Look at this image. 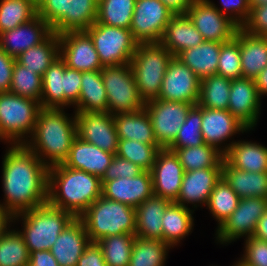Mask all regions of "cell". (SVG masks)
<instances>
[{
	"label": "cell",
	"mask_w": 267,
	"mask_h": 266,
	"mask_svg": "<svg viewBox=\"0 0 267 266\" xmlns=\"http://www.w3.org/2000/svg\"><path fill=\"white\" fill-rule=\"evenodd\" d=\"M216 75L231 80L242 78L240 46L235 39L221 45Z\"/></svg>",
	"instance_id": "c3c4849f"
},
{
	"label": "cell",
	"mask_w": 267,
	"mask_h": 266,
	"mask_svg": "<svg viewBox=\"0 0 267 266\" xmlns=\"http://www.w3.org/2000/svg\"><path fill=\"white\" fill-rule=\"evenodd\" d=\"M224 160L246 172H267V147L254 142L238 141L227 144Z\"/></svg>",
	"instance_id": "4316f807"
},
{
	"label": "cell",
	"mask_w": 267,
	"mask_h": 266,
	"mask_svg": "<svg viewBox=\"0 0 267 266\" xmlns=\"http://www.w3.org/2000/svg\"><path fill=\"white\" fill-rule=\"evenodd\" d=\"M186 15L201 33L204 41L229 42L235 38L240 28L207 0H195L188 7Z\"/></svg>",
	"instance_id": "4fadbf2b"
},
{
	"label": "cell",
	"mask_w": 267,
	"mask_h": 266,
	"mask_svg": "<svg viewBox=\"0 0 267 266\" xmlns=\"http://www.w3.org/2000/svg\"><path fill=\"white\" fill-rule=\"evenodd\" d=\"M136 0H98L97 22L130 29Z\"/></svg>",
	"instance_id": "60d3db41"
},
{
	"label": "cell",
	"mask_w": 267,
	"mask_h": 266,
	"mask_svg": "<svg viewBox=\"0 0 267 266\" xmlns=\"http://www.w3.org/2000/svg\"><path fill=\"white\" fill-rule=\"evenodd\" d=\"M222 178L240 199L261 197L267 199V172H246L230 166L223 159Z\"/></svg>",
	"instance_id": "f1b7e54d"
},
{
	"label": "cell",
	"mask_w": 267,
	"mask_h": 266,
	"mask_svg": "<svg viewBox=\"0 0 267 266\" xmlns=\"http://www.w3.org/2000/svg\"><path fill=\"white\" fill-rule=\"evenodd\" d=\"M160 149L161 147L158 144L119 139L116 155L135 163L144 171H151Z\"/></svg>",
	"instance_id": "f6af8a7d"
},
{
	"label": "cell",
	"mask_w": 267,
	"mask_h": 266,
	"mask_svg": "<svg viewBox=\"0 0 267 266\" xmlns=\"http://www.w3.org/2000/svg\"><path fill=\"white\" fill-rule=\"evenodd\" d=\"M201 79L177 57L169 62L158 99L197 105Z\"/></svg>",
	"instance_id": "9a60e30c"
},
{
	"label": "cell",
	"mask_w": 267,
	"mask_h": 266,
	"mask_svg": "<svg viewBox=\"0 0 267 266\" xmlns=\"http://www.w3.org/2000/svg\"><path fill=\"white\" fill-rule=\"evenodd\" d=\"M135 237V234H121L104 237L97 241L107 266H129Z\"/></svg>",
	"instance_id": "7bdbcfd3"
},
{
	"label": "cell",
	"mask_w": 267,
	"mask_h": 266,
	"mask_svg": "<svg viewBox=\"0 0 267 266\" xmlns=\"http://www.w3.org/2000/svg\"><path fill=\"white\" fill-rule=\"evenodd\" d=\"M59 56V35L52 32L43 42L17 56L16 61L43 77L45 71Z\"/></svg>",
	"instance_id": "836d02e7"
},
{
	"label": "cell",
	"mask_w": 267,
	"mask_h": 266,
	"mask_svg": "<svg viewBox=\"0 0 267 266\" xmlns=\"http://www.w3.org/2000/svg\"><path fill=\"white\" fill-rule=\"evenodd\" d=\"M143 171L144 170L135 163L121 158L115 154L110 166L107 168V171L102 178V181H111L120 177L132 178L139 175Z\"/></svg>",
	"instance_id": "f5cc1de1"
},
{
	"label": "cell",
	"mask_w": 267,
	"mask_h": 266,
	"mask_svg": "<svg viewBox=\"0 0 267 266\" xmlns=\"http://www.w3.org/2000/svg\"><path fill=\"white\" fill-rule=\"evenodd\" d=\"M169 9L176 13H186L195 0H161Z\"/></svg>",
	"instance_id": "91938a15"
},
{
	"label": "cell",
	"mask_w": 267,
	"mask_h": 266,
	"mask_svg": "<svg viewBox=\"0 0 267 266\" xmlns=\"http://www.w3.org/2000/svg\"><path fill=\"white\" fill-rule=\"evenodd\" d=\"M150 172L154 195L176 202L185 170L175 152L168 148H161Z\"/></svg>",
	"instance_id": "2e32d148"
},
{
	"label": "cell",
	"mask_w": 267,
	"mask_h": 266,
	"mask_svg": "<svg viewBox=\"0 0 267 266\" xmlns=\"http://www.w3.org/2000/svg\"><path fill=\"white\" fill-rule=\"evenodd\" d=\"M81 88V71L66 66L63 73L64 107L78 102Z\"/></svg>",
	"instance_id": "db71d44e"
},
{
	"label": "cell",
	"mask_w": 267,
	"mask_h": 266,
	"mask_svg": "<svg viewBox=\"0 0 267 266\" xmlns=\"http://www.w3.org/2000/svg\"><path fill=\"white\" fill-rule=\"evenodd\" d=\"M234 266H245V265H243L240 261H236Z\"/></svg>",
	"instance_id": "03108f58"
},
{
	"label": "cell",
	"mask_w": 267,
	"mask_h": 266,
	"mask_svg": "<svg viewBox=\"0 0 267 266\" xmlns=\"http://www.w3.org/2000/svg\"><path fill=\"white\" fill-rule=\"evenodd\" d=\"M60 57L67 67L77 71L103 68L90 36L85 31H69L59 35Z\"/></svg>",
	"instance_id": "e0dca14e"
},
{
	"label": "cell",
	"mask_w": 267,
	"mask_h": 266,
	"mask_svg": "<svg viewBox=\"0 0 267 266\" xmlns=\"http://www.w3.org/2000/svg\"><path fill=\"white\" fill-rule=\"evenodd\" d=\"M260 101L254 79H232L227 110L250 130L260 116Z\"/></svg>",
	"instance_id": "ac0fdd59"
},
{
	"label": "cell",
	"mask_w": 267,
	"mask_h": 266,
	"mask_svg": "<svg viewBox=\"0 0 267 266\" xmlns=\"http://www.w3.org/2000/svg\"><path fill=\"white\" fill-rule=\"evenodd\" d=\"M171 202L153 195L136 210V237L144 239H158L163 241L162 217L165 209Z\"/></svg>",
	"instance_id": "83f0119b"
},
{
	"label": "cell",
	"mask_w": 267,
	"mask_h": 266,
	"mask_svg": "<svg viewBox=\"0 0 267 266\" xmlns=\"http://www.w3.org/2000/svg\"><path fill=\"white\" fill-rule=\"evenodd\" d=\"M77 137L94 144L103 151L116 154L119 137L115 127L114 115L108 112H74Z\"/></svg>",
	"instance_id": "5bb4252c"
},
{
	"label": "cell",
	"mask_w": 267,
	"mask_h": 266,
	"mask_svg": "<svg viewBox=\"0 0 267 266\" xmlns=\"http://www.w3.org/2000/svg\"><path fill=\"white\" fill-rule=\"evenodd\" d=\"M245 239L244 255L239 261L245 266H267V241L253 236Z\"/></svg>",
	"instance_id": "f907efd6"
},
{
	"label": "cell",
	"mask_w": 267,
	"mask_h": 266,
	"mask_svg": "<svg viewBox=\"0 0 267 266\" xmlns=\"http://www.w3.org/2000/svg\"><path fill=\"white\" fill-rule=\"evenodd\" d=\"M267 211V199L261 197H250L239 200L237 208L217 228L216 239L221 244L254 235L258 220Z\"/></svg>",
	"instance_id": "7c38bea8"
},
{
	"label": "cell",
	"mask_w": 267,
	"mask_h": 266,
	"mask_svg": "<svg viewBox=\"0 0 267 266\" xmlns=\"http://www.w3.org/2000/svg\"><path fill=\"white\" fill-rule=\"evenodd\" d=\"M222 44L215 41H203L200 45L182 51L176 57L200 79H203L216 75Z\"/></svg>",
	"instance_id": "f546056e"
},
{
	"label": "cell",
	"mask_w": 267,
	"mask_h": 266,
	"mask_svg": "<svg viewBox=\"0 0 267 266\" xmlns=\"http://www.w3.org/2000/svg\"><path fill=\"white\" fill-rule=\"evenodd\" d=\"M52 28L37 14L30 21L0 34V48L16 58L24 51L43 42Z\"/></svg>",
	"instance_id": "7402d4cb"
},
{
	"label": "cell",
	"mask_w": 267,
	"mask_h": 266,
	"mask_svg": "<svg viewBox=\"0 0 267 266\" xmlns=\"http://www.w3.org/2000/svg\"><path fill=\"white\" fill-rule=\"evenodd\" d=\"M22 219L19 231L29 253L50 250L60 233L76 218L72 213L53 207L48 202L31 210L18 213L11 222ZM14 220V221H13Z\"/></svg>",
	"instance_id": "277c9868"
},
{
	"label": "cell",
	"mask_w": 267,
	"mask_h": 266,
	"mask_svg": "<svg viewBox=\"0 0 267 266\" xmlns=\"http://www.w3.org/2000/svg\"><path fill=\"white\" fill-rule=\"evenodd\" d=\"M193 106L181 101L161 99L145 103L144 108L150 116L156 142L161 148H167L175 140Z\"/></svg>",
	"instance_id": "8fae6325"
},
{
	"label": "cell",
	"mask_w": 267,
	"mask_h": 266,
	"mask_svg": "<svg viewBox=\"0 0 267 266\" xmlns=\"http://www.w3.org/2000/svg\"><path fill=\"white\" fill-rule=\"evenodd\" d=\"M9 227L0 236V266H27L30 253L24 239Z\"/></svg>",
	"instance_id": "b9f144b4"
},
{
	"label": "cell",
	"mask_w": 267,
	"mask_h": 266,
	"mask_svg": "<svg viewBox=\"0 0 267 266\" xmlns=\"http://www.w3.org/2000/svg\"><path fill=\"white\" fill-rule=\"evenodd\" d=\"M241 28L253 35L267 36V4L251 9L248 20Z\"/></svg>",
	"instance_id": "11a10c76"
},
{
	"label": "cell",
	"mask_w": 267,
	"mask_h": 266,
	"mask_svg": "<svg viewBox=\"0 0 267 266\" xmlns=\"http://www.w3.org/2000/svg\"><path fill=\"white\" fill-rule=\"evenodd\" d=\"M247 131H250V129L228 110L202 107L201 133L203 141L207 145L215 147L223 155L226 153V146H221V144L233 135Z\"/></svg>",
	"instance_id": "ffe728a7"
},
{
	"label": "cell",
	"mask_w": 267,
	"mask_h": 266,
	"mask_svg": "<svg viewBox=\"0 0 267 266\" xmlns=\"http://www.w3.org/2000/svg\"><path fill=\"white\" fill-rule=\"evenodd\" d=\"M201 123L202 107L195 105L189 110L186 120L180 127L175 140L167 148H184L204 144Z\"/></svg>",
	"instance_id": "7dc6e473"
},
{
	"label": "cell",
	"mask_w": 267,
	"mask_h": 266,
	"mask_svg": "<svg viewBox=\"0 0 267 266\" xmlns=\"http://www.w3.org/2000/svg\"><path fill=\"white\" fill-rule=\"evenodd\" d=\"M174 14L161 0H136L130 31L138 43H160Z\"/></svg>",
	"instance_id": "30bf717a"
},
{
	"label": "cell",
	"mask_w": 267,
	"mask_h": 266,
	"mask_svg": "<svg viewBox=\"0 0 267 266\" xmlns=\"http://www.w3.org/2000/svg\"><path fill=\"white\" fill-rule=\"evenodd\" d=\"M102 196V179L91 173L54 165L48 169V203L78 218Z\"/></svg>",
	"instance_id": "3957f363"
},
{
	"label": "cell",
	"mask_w": 267,
	"mask_h": 266,
	"mask_svg": "<svg viewBox=\"0 0 267 266\" xmlns=\"http://www.w3.org/2000/svg\"><path fill=\"white\" fill-rule=\"evenodd\" d=\"M48 169L25 144L11 145L2 161L1 209L12 217L47 203Z\"/></svg>",
	"instance_id": "6da1fadb"
},
{
	"label": "cell",
	"mask_w": 267,
	"mask_h": 266,
	"mask_svg": "<svg viewBox=\"0 0 267 266\" xmlns=\"http://www.w3.org/2000/svg\"><path fill=\"white\" fill-rule=\"evenodd\" d=\"M153 184L150 171H143L132 178H117L111 181H102V196L133 208L152 197Z\"/></svg>",
	"instance_id": "d6986e66"
},
{
	"label": "cell",
	"mask_w": 267,
	"mask_h": 266,
	"mask_svg": "<svg viewBox=\"0 0 267 266\" xmlns=\"http://www.w3.org/2000/svg\"><path fill=\"white\" fill-rule=\"evenodd\" d=\"M232 80L219 75L201 79L198 106L227 110Z\"/></svg>",
	"instance_id": "74e56055"
},
{
	"label": "cell",
	"mask_w": 267,
	"mask_h": 266,
	"mask_svg": "<svg viewBox=\"0 0 267 266\" xmlns=\"http://www.w3.org/2000/svg\"><path fill=\"white\" fill-rule=\"evenodd\" d=\"M37 15V0H0V34Z\"/></svg>",
	"instance_id": "ab89813d"
},
{
	"label": "cell",
	"mask_w": 267,
	"mask_h": 266,
	"mask_svg": "<svg viewBox=\"0 0 267 266\" xmlns=\"http://www.w3.org/2000/svg\"><path fill=\"white\" fill-rule=\"evenodd\" d=\"M203 41L201 33L186 13H176L166 25L160 43L176 57L182 51L200 45Z\"/></svg>",
	"instance_id": "484cf974"
},
{
	"label": "cell",
	"mask_w": 267,
	"mask_h": 266,
	"mask_svg": "<svg viewBox=\"0 0 267 266\" xmlns=\"http://www.w3.org/2000/svg\"><path fill=\"white\" fill-rule=\"evenodd\" d=\"M250 9L256 8L261 5H266L267 0H248Z\"/></svg>",
	"instance_id": "e7e4bbea"
},
{
	"label": "cell",
	"mask_w": 267,
	"mask_h": 266,
	"mask_svg": "<svg viewBox=\"0 0 267 266\" xmlns=\"http://www.w3.org/2000/svg\"><path fill=\"white\" fill-rule=\"evenodd\" d=\"M114 121L119 139L157 144L152 122L145 108L133 113L115 114Z\"/></svg>",
	"instance_id": "4dcf8cb0"
},
{
	"label": "cell",
	"mask_w": 267,
	"mask_h": 266,
	"mask_svg": "<svg viewBox=\"0 0 267 266\" xmlns=\"http://www.w3.org/2000/svg\"><path fill=\"white\" fill-rule=\"evenodd\" d=\"M173 57L161 43H138L130 65L144 103L158 99L161 83Z\"/></svg>",
	"instance_id": "8992f818"
},
{
	"label": "cell",
	"mask_w": 267,
	"mask_h": 266,
	"mask_svg": "<svg viewBox=\"0 0 267 266\" xmlns=\"http://www.w3.org/2000/svg\"><path fill=\"white\" fill-rule=\"evenodd\" d=\"M114 155L76 137L63 165L91 173L102 179Z\"/></svg>",
	"instance_id": "cb8c5ba5"
},
{
	"label": "cell",
	"mask_w": 267,
	"mask_h": 266,
	"mask_svg": "<svg viewBox=\"0 0 267 266\" xmlns=\"http://www.w3.org/2000/svg\"><path fill=\"white\" fill-rule=\"evenodd\" d=\"M91 242L113 235L135 234L136 210L100 196L79 217Z\"/></svg>",
	"instance_id": "5b68a950"
},
{
	"label": "cell",
	"mask_w": 267,
	"mask_h": 266,
	"mask_svg": "<svg viewBox=\"0 0 267 266\" xmlns=\"http://www.w3.org/2000/svg\"><path fill=\"white\" fill-rule=\"evenodd\" d=\"M255 85L257 87V91L259 97L262 95H267V67H265L255 78Z\"/></svg>",
	"instance_id": "94428289"
},
{
	"label": "cell",
	"mask_w": 267,
	"mask_h": 266,
	"mask_svg": "<svg viewBox=\"0 0 267 266\" xmlns=\"http://www.w3.org/2000/svg\"><path fill=\"white\" fill-rule=\"evenodd\" d=\"M11 216L4 212L0 207V236L10 226Z\"/></svg>",
	"instance_id": "be15d7a7"
},
{
	"label": "cell",
	"mask_w": 267,
	"mask_h": 266,
	"mask_svg": "<svg viewBox=\"0 0 267 266\" xmlns=\"http://www.w3.org/2000/svg\"><path fill=\"white\" fill-rule=\"evenodd\" d=\"M253 237L267 241V211L258 220Z\"/></svg>",
	"instance_id": "6125c7cd"
},
{
	"label": "cell",
	"mask_w": 267,
	"mask_h": 266,
	"mask_svg": "<svg viewBox=\"0 0 267 266\" xmlns=\"http://www.w3.org/2000/svg\"><path fill=\"white\" fill-rule=\"evenodd\" d=\"M168 149L175 152L185 172L223 166L224 155L206 143L200 146Z\"/></svg>",
	"instance_id": "d590c367"
},
{
	"label": "cell",
	"mask_w": 267,
	"mask_h": 266,
	"mask_svg": "<svg viewBox=\"0 0 267 266\" xmlns=\"http://www.w3.org/2000/svg\"><path fill=\"white\" fill-rule=\"evenodd\" d=\"M40 108L39 101L0 93V140L11 145L25 144L34 132Z\"/></svg>",
	"instance_id": "52a82bcc"
},
{
	"label": "cell",
	"mask_w": 267,
	"mask_h": 266,
	"mask_svg": "<svg viewBox=\"0 0 267 266\" xmlns=\"http://www.w3.org/2000/svg\"><path fill=\"white\" fill-rule=\"evenodd\" d=\"M98 0H69V12L52 28L60 35L69 31H85L97 20Z\"/></svg>",
	"instance_id": "e575fe53"
},
{
	"label": "cell",
	"mask_w": 267,
	"mask_h": 266,
	"mask_svg": "<svg viewBox=\"0 0 267 266\" xmlns=\"http://www.w3.org/2000/svg\"><path fill=\"white\" fill-rule=\"evenodd\" d=\"M234 39L240 46L242 77L254 79L267 67V36L253 35L239 28Z\"/></svg>",
	"instance_id": "d4e9b609"
},
{
	"label": "cell",
	"mask_w": 267,
	"mask_h": 266,
	"mask_svg": "<svg viewBox=\"0 0 267 266\" xmlns=\"http://www.w3.org/2000/svg\"><path fill=\"white\" fill-rule=\"evenodd\" d=\"M27 266H59L50 250L33 251L30 253L29 263Z\"/></svg>",
	"instance_id": "680465c9"
},
{
	"label": "cell",
	"mask_w": 267,
	"mask_h": 266,
	"mask_svg": "<svg viewBox=\"0 0 267 266\" xmlns=\"http://www.w3.org/2000/svg\"><path fill=\"white\" fill-rule=\"evenodd\" d=\"M85 32L90 36L102 66L129 64L138 42L130 29L92 24Z\"/></svg>",
	"instance_id": "9c48e42d"
},
{
	"label": "cell",
	"mask_w": 267,
	"mask_h": 266,
	"mask_svg": "<svg viewBox=\"0 0 267 266\" xmlns=\"http://www.w3.org/2000/svg\"><path fill=\"white\" fill-rule=\"evenodd\" d=\"M16 58L0 48V93L9 92Z\"/></svg>",
	"instance_id": "9f6ffc18"
},
{
	"label": "cell",
	"mask_w": 267,
	"mask_h": 266,
	"mask_svg": "<svg viewBox=\"0 0 267 266\" xmlns=\"http://www.w3.org/2000/svg\"><path fill=\"white\" fill-rule=\"evenodd\" d=\"M75 112H107V94L101 70L81 72V88Z\"/></svg>",
	"instance_id": "1f68e13d"
},
{
	"label": "cell",
	"mask_w": 267,
	"mask_h": 266,
	"mask_svg": "<svg viewBox=\"0 0 267 266\" xmlns=\"http://www.w3.org/2000/svg\"><path fill=\"white\" fill-rule=\"evenodd\" d=\"M67 116L64 108L41 107L31 139L25 145L48 167L63 164L77 137L74 117Z\"/></svg>",
	"instance_id": "7a4b0ae2"
},
{
	"label": "cell",
	"mask_w": 267,
	"mask_h": 266,
	"mask_svg": "<svg viewBox=\"0 0 267 266\" xmlns=\"http://www.w3.org/2000/svg\"><path fill=\"white\" fill-rule=\"evenodd\" d=\"M170 248L162 240L135 237L129 266H164Z\"/></svg>",
	"instance_id": "f35d334b"
},
{
	"label": "cell",
	"mask_w": 267,
	"mask_h": 266,
	"mask_svg": "<svg viewBox=\"0 0 267 266\" xmlns=\"http://www.w3.org/2000/svg\"><path fill=\"white\" fill-rule=\"evenodd\" d=\"M64 60L59 56L45 71L42 77L40 105L44 108H64L63 73Z\"/></svg>",
	"instance_id": "8d00e7d4"
},
{
	"label": "cell",
	"mask_w": 267,
	"mask_h": 266,
	"mask_svg": "<svg viewBox=\"0 0 267 266\" xmlns=\"http://www.w3.org/2000/svg\"><path fill=\"white\" fill-rule=\"evenodd\" d=\"M239 200L237 193L221 178L210 193L207 203L210 213L218 222V228L237 208Z\"/></svg>",
	"instance_id": "ee69618b"
},
{
	"label": "cell",
	"mask_w": 267,
	"mask_h": 266,
	"mask_svg": "<svg viewBox=\"0 0 267 266\" xmlns=\"http://www.w3.org/2000/svg\"><path fill=\"white\" fill-rule=\"evenodd\" d=\"M222 178V167L196 169L184 173L179 197L175 203L188 208V204L207 206L210 193ZM196 203V204H195ZM198 203V204H197Z\"/></svg>",
	"instance_id": "44dd1931"
},
{
	"label": "cell",
	"mask_w": 267,
	"mask_h": 266,
	"mask_svg": "<svg viewBox=\"0 0 267 266\" xmlns=\"http://www.w3.org/2000/svg\"><path fill=\"white\" fill-rule=\"evenodd\" d=\"M9 92L40 102L42 96V76L15 61Z\"/></svg>",
	"instance_id": "bcb514c9"
},
{
	"label": "cell",
	"mask_w": 267,
	"mask_h": 266,
	"mask_svg": "<svg viewBox=\"0 0 267 266\" xmlns=\"http://www.w3.org/2000/svg\"><path fill=\"white\" fill-rule=\"evenodd\" d=\"M212 6L218 9L224 16L230 18L240 28L248 20L250 7L248 0H221L222 8L216 7V4L207 0Z\"/></svg>",
	"instance_id": "816d5d0a"
},
{
	"label": "cell",
	"mask_w": 267,
	"mask_h": 266,
	"mask_svg": "<svg viewBox=\"0 0 267 266\" xmlns=\"http://www.w3.org/2000/svg\"><path fill=\"white\" fill-rule=\"evenodd\" d=\"M90 242L83 222L75 218L60 233L50 252L59 266H77L79 258Z\"/></svg>",
	"instance_id": "603a6c76"
},
{
	"label": "cell",
	"mask_w": 267,
	"mask_h": 266,
	"mask_svg": "<svg viewBox=\"0 0 267 266\" xmlns=\"http://www.w3.org/2000/svg\"><path fill=\"white\" fill-rule=\"evenodd\" d=\"M101 76L107 94L108 113H133L144 108L130 63L104 66Z\"/></svg>",
	"instance_id": "ba28073f"
},
{
	"label": "cell",
	"mask_w": 267,
	"mask_h": 266,
	"mask_svg": "<svg viewBox=\"0 0 267 266\" xmlns=\"http://www.w3.org/2000/svg\"><path fill=\"white\" fill-rule=\"evenodd\" d=\"M77 266H107L101 247L90 242L78 260Z\"/></svg>",
	"instance_id": "6f0895ef"
},
{
	"label": "cell",
	"mask_w": 267,
	"mask_h": 266,
	"mask_svg": "<svg viewBox=\"0 0 267 266\" xmlns=\"http://www.w3.org/2000/svg\"><path fill=\"white\" fill-rule=\"evenodd\" d=\"M69 12V0H37V14L53 28Z\"/></svg>",
	"instance_id": "681fc988"
},
{
	"label": "cell",
	"mask_w": 267,
	"mask_h": 266,
	"mask_svg": "<svg viewBox=\"0 0 267 266\" xmlns=\"http://www.w3.org/2000/svg\"><path fill=\"white\" fill-rule=\"evenodd\" d=\"M193 212L190 208L171 202L162 217L163 242L173 248L189 235L194 226Z\"/></svg>",
	"instance_id": "d6a6232c"
}]
</instances>
